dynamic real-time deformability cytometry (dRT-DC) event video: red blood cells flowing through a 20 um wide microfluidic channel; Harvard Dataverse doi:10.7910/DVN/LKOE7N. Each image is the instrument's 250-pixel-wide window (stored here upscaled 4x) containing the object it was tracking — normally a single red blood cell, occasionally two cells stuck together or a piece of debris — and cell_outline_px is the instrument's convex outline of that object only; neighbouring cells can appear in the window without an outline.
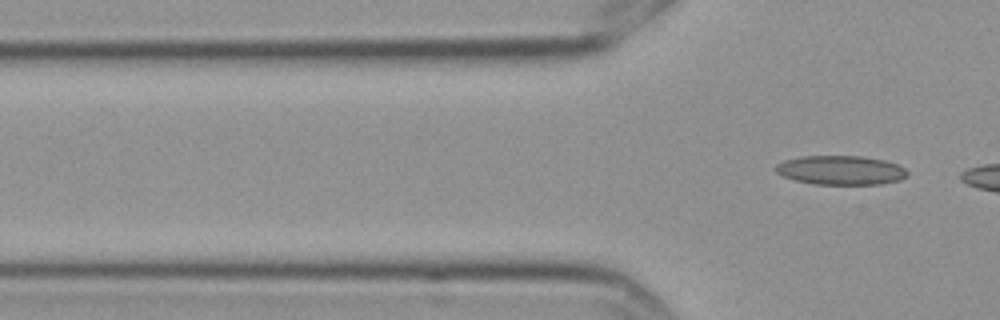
{"species": "Egyptian fruit bat (a non-hibernating species)", "species_latin": "Rousettus aegyptiacus", "temperature_condition": "cold", "stored_images_in_passage": 7, "segment_of_instrument_passage": [2, 2], "camera_frame_rate_fps": 3000, "um_per_image_px": 0.085, "frame": {"image": 1, "passage_image": 7, "time_ms": 2.0, "image_size_px": [1000, 320], "cell_outline_px": [[908, 176], [900, 180], [880, 184], [816, 184], [796, 180], [784, 176], [776, 172], [776, 164], [784, 160], [800, 156], [860, 156], [884, 160], [896, 164], [904, 168], [908, 172]], "centroid_in_image_um": [71.48, 14.46], "position_along_channel_um": 54.3, "area_um2": 22.25}}